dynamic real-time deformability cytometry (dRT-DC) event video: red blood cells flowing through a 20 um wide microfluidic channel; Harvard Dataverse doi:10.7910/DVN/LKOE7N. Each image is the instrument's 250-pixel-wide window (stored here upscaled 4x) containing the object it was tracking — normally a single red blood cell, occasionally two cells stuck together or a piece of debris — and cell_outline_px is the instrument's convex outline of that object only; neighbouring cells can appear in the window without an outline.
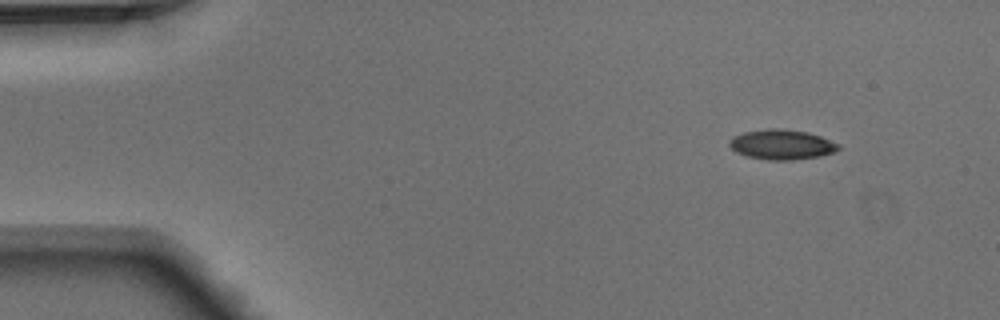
{"species": "Egyptian fruit bat (a non-hibernating species)", "species_latin": "Rousettus aegyptiacus", "temperature_condition": "warm", "stored_images_in_passage": 3, "camera_frame_rate_fps": 3000, "um_per_image_px": 0.085, "animal": {"sex": "male"}, "frame": {"image": 1, "passage_image": 1, "time_ms": 0.0, "image_size_px": [1000, 320], "cell_outline_px": [[840, 148], [832, 152], [820, 156], [792, 160], [768, 160], [748, 156], [736, 152], [728, 144], [728, 140], [732, 136], [744, 132], [768, 128], [784, 128], [808, 132], [820, 136], [840, 144]], "centroid_in_image_um": [66.43, 12.27], "position_along_channel_um": 18.6, "area_um2": 19.13}}
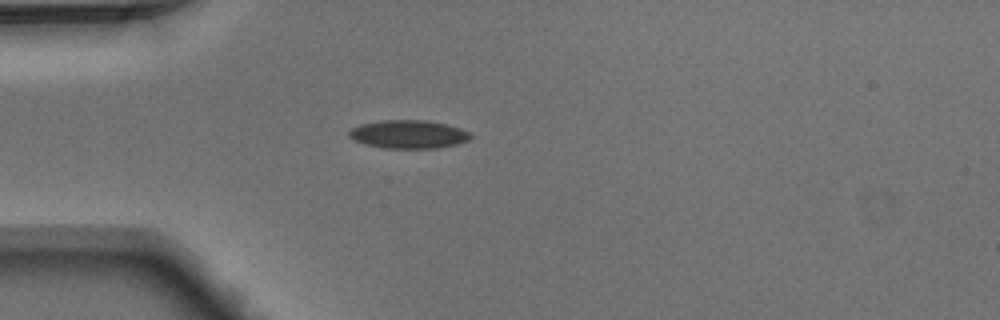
{"frame": {"image": 2, "passage_image": 3, "time_ms": 0.667, "image_size_px": [1000, 320], "cell_outline_px": [[472, 136], [468, 140], [460, 144], [436, 148], [384, 148], [364, 144], [348, 136], [348, 132], [352, 128], [360, 124], [384, 120], [424, 120], [444, 124], [460, 128], [468, 132]], "centroid_in_image_um": [34.72, 11.42], "position_along_channel_um": 50.3, "area_um2": 19.94}}